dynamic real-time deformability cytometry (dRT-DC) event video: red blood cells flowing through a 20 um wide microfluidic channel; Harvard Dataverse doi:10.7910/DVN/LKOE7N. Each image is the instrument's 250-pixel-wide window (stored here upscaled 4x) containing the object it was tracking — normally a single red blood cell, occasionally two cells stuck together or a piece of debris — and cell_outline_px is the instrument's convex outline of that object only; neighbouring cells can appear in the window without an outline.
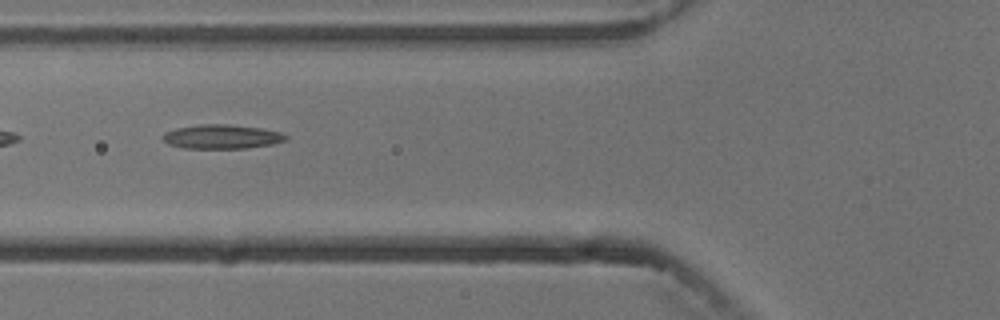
{"species": "common noctule bat (a hibernating species)", "species_latin": "Nyctalus noctula", "temperature_condition": "cold", "stored_images_in_passage": 3, "camera_frame_rate_fps": 3000, "um_per_image_px": 0.085, "animal": {"sex": "male", "body_mass_g": 13.3}, "frame": {"image": 1, "passage_image": 3, "time_ms": 2.333, "image_size_px": [1000, 320], "cell_outline_px": [[288, 140], [272, 144], [248, 148], [184, 148], [168, 144], [160, 136], [164, 132], [176, 128], [200, 124], [228, 124], [260, 128], [280, 132], [288, 136]], "centroid_in_image_um": [18.84, 11.61], "position_along_channel_um": 107.0, "area_um2": 17.4}}